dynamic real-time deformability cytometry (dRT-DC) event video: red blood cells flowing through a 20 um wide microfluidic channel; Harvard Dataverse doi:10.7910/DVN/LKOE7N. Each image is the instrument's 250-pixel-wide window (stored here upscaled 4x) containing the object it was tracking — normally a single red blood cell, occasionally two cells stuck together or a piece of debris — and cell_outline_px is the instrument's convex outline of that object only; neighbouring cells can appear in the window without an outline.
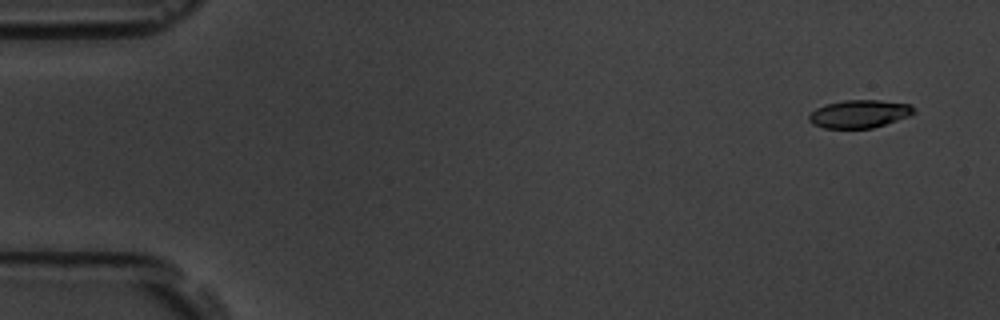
{"species": "common noctule bat (a hibernating species)", "species_latin": "Nyctalus noctula", "temperature_condition": "room temperature", "stored_images_in_passage": 6, "camera_frame_rate_fps": 3000, "um_per_image_px": 0.085, "animal": {"sex": "male", "body_mass_g": 19.5, "forearm_length_mm": 54.6}, "frame": {"image": 1, "passage_image": 1, "time_ms": 0.0, "image_size_px": [1000, 320], "cell_outline_px": [[916, 112], [908, 116], [872, 128], [824, 128], [812, 124], [808, 120], [808, 116], [816, 108], [824, 104], [844, 100], [880, 100], [912, 104], [916, 108]], "centroid_in_image_um": [73.05, 9.67], "position_along_channel_um": 12.0, "area_um2": 17.17}}
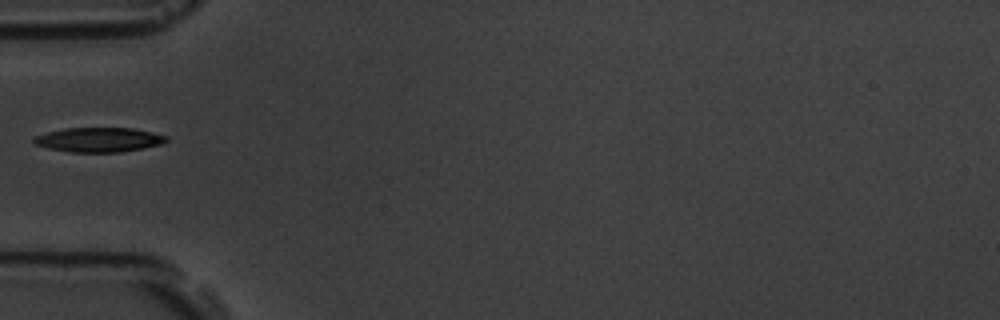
{"frame": {"image": 2, "passage_image": 5, "time_ms": 5.333, "image_size_px": [1000, 320], "cell_outline_px": [[168, 140], [160, 144], [144, 148], [120, 152], [68, 152], [48, 148], [36, 144], [32, 140], [36, 136], [48, 132], [64, 128], [132, 128], [152, 132], [168, 136]], "centroid_in_image_um": [8.42, 11.88], "position_along_channel_um": 76.6, "area_um2": 18.84}}
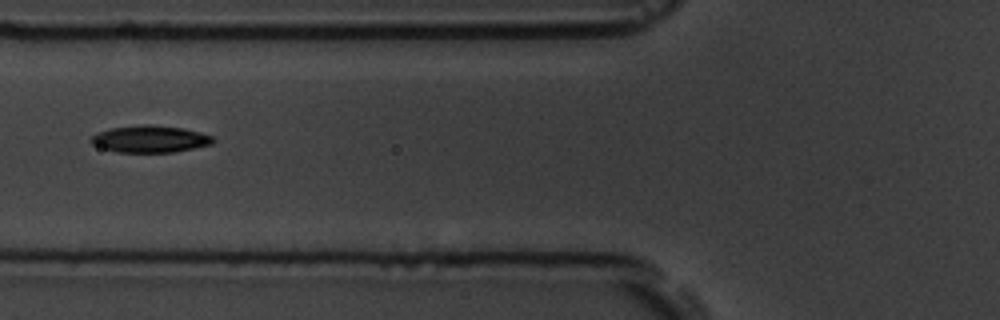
{"frame": {"image": 3, "passage_image": 6, "time_ms": 6.333, "image_size_px": [1000, 320], "cell_outline_px": [[216, 140], [212, 144], [172, 152], [116, 152], [92, 144], [88, 140], [96, 132], [112, 128], [140, 124], [148, 124], [184, 128], [200, 132], [212, 136]], "centroid_in_image_um": [12.74, 11.8], "position_along_channel_um": 113.1, "area_um2": 19.19}}